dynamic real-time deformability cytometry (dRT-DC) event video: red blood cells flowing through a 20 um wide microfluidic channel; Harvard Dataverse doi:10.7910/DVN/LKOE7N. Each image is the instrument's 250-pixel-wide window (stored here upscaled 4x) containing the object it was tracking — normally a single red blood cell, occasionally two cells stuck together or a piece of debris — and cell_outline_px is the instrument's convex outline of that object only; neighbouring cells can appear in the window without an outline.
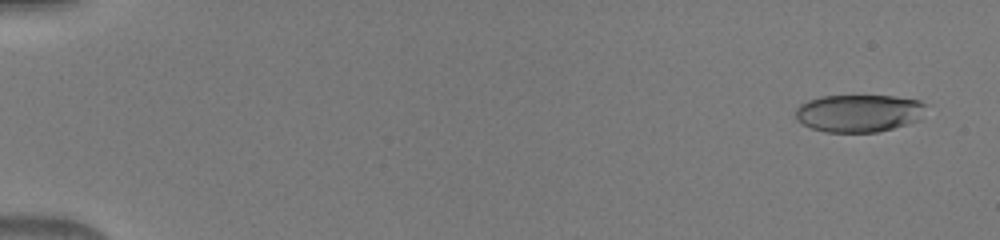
{"species": "human", "species_latin": "Homo sapiens", "temperature_condition": "warm", "stored_images_in_passage": 50, "camera_frame_rate_fps": 3000, "um_per_image_px": 0.085, "donor": {"sex": "male"}, "frame": {"image": 1, "passage_image": 3, "time_ms": 0.667, "image_size_px": [1000, 240], "cell_outline_px": [[928, 104], [920, 120], [908, 124], [876, 132], [824, 132], [812, 128], [796, 120], [796, 108], [800, 104], [808, 100], [820, 96], [892, 96], [920, 100]], "centroid_in_image_um": [73.03, 9.61], "position_along_channel_um": 12.0, "area_um2": 28.73}}
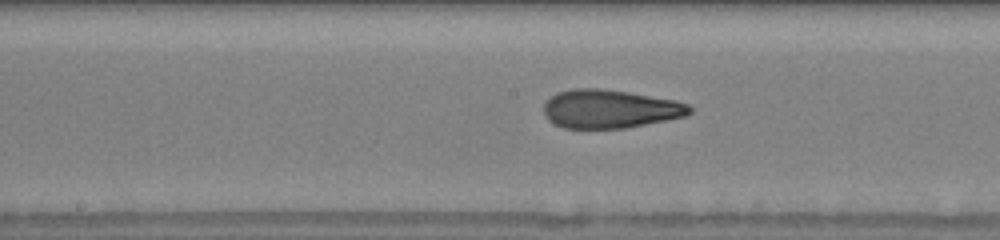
{"frame": {"image": 2, "passage_image": 28, "time_ms": 9.0, "image_size_px": [1000, 240], "cell_outline_px": [[692, 112], [684, 116], [668, 120], [624, 128], [564, 128], [548, 120], [544, 116], [544, 104], [556, 92], [576, 88], [600, 88], [628, 92], [676, 100], [688, 104], [692, 108]], "centroid_in_image_um": [51.84, 9.25], "position_along_channel_um": 196.4, "area_um2": 32.71}}
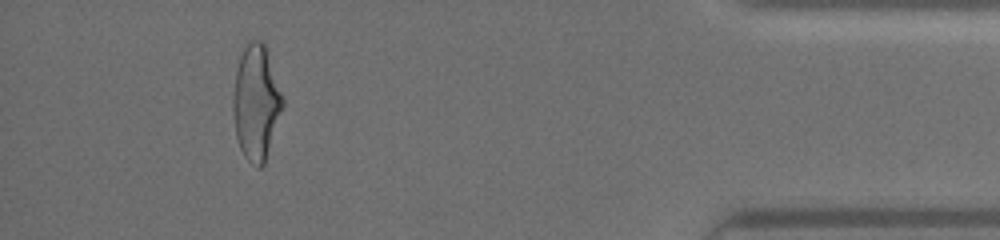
{"frame": {"image": 3, "passage_image": 47, "time_ms": 15.333, "image_size_px": [1000, 240], "cell_outline_px": [[284, 104], [264, 164], [260, 168], [252, 164], [244, 156], [240, 148], [236, 136], [232, 112], [232, 96], [236, 68], [240, 56], [244, 48], [252, 40], [260, 40], [268, 48], [284, 96]], "centroid_in_image_um": [21.78, 8.68], "position_along_channel_um": 413.4, "area_um2": 33.7}}